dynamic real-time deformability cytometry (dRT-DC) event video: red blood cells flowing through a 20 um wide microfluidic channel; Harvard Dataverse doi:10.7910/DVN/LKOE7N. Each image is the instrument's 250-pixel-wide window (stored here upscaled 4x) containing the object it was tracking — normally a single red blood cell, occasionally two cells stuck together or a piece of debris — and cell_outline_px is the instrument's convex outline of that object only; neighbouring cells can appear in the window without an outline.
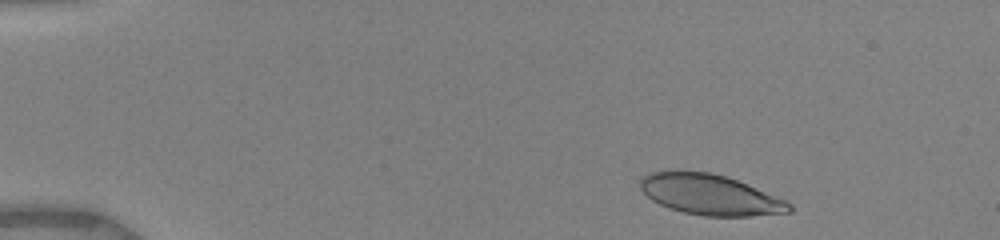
{"species": "human", "species_latin": "Homo sapiens", "temperature_condition": "warm", "stored_images_in_passage": 18, "camera_frame_rate_fps": 3000, "um_per_image_px": 0.085, "donor": {"sex": "female"}, "frame": {"image": 1, "passage_image": 2, "time_ms": 0.667, "image_size_px": [1000, 240], "cell_outline_px": [[792, 212], [752, 216], [704, 216], [684, 212], [668, 208], [652, 200], [640, 188], [640, 180], [644, 176], [652, 172], [676, 168], [680, 168], [712, 172], [736, 180], [784, 200], [792, 204]], "centroid_in_image_um": [60.3, 16.52], "position_along_channel_um": 24.7, "area_um2": 35.43}}
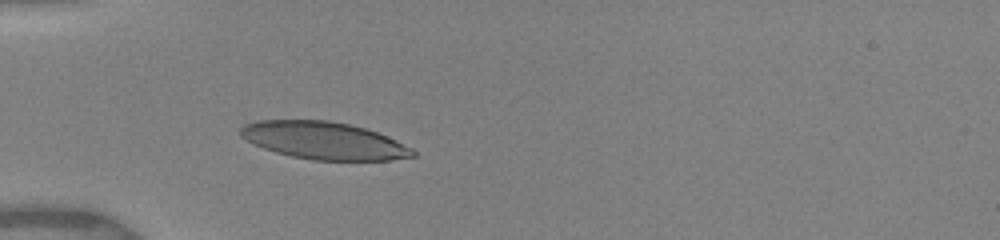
{"frame": {"image": 2, "passage_image": 10, "time_ms": 3.667, "image_size_px": [1000, 240], "cell_outline_px": [[416, 156], [392, 160], [312, 160], [292, 156], [276, 152], [264, 148], [240, 136], [240, 128], [244, 124], [256, 120], [328, 120], [348, 124], [364, 128], [388, 136], [412, 148], [416, 152]], "centroid_in_image_um": [27.55, 11.94], "position_along_channel_um": 57.5, "area_um2": 37.45}}
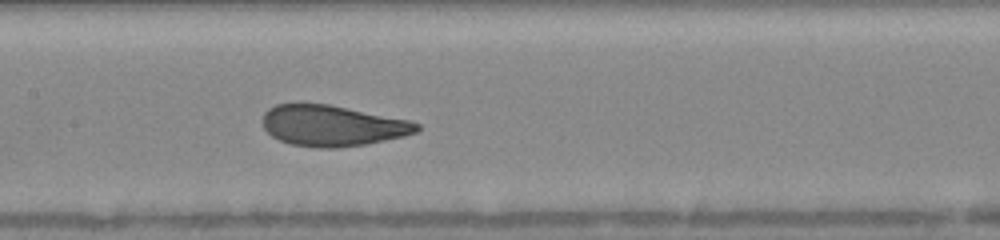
{"frame": {"image": 3, "passage_image": 18, "time_ms": 7.0, "image_size_px": [1000, 240], "cell_outline_px": [[420, 128], [416, 132], [404, 136], [364, 144], [336, 148], [316, 148], [292, 144], [280, 140], [272, 136], [264, 128], [264, 112], [268, 108], [276, 104], [296, 100], [328, 104], [408, 120], [420, 124]], "centroid_in_image_um": [28.18, 10.65], "position_along_channel_um": 179.2, "area_um2": 37.05}}